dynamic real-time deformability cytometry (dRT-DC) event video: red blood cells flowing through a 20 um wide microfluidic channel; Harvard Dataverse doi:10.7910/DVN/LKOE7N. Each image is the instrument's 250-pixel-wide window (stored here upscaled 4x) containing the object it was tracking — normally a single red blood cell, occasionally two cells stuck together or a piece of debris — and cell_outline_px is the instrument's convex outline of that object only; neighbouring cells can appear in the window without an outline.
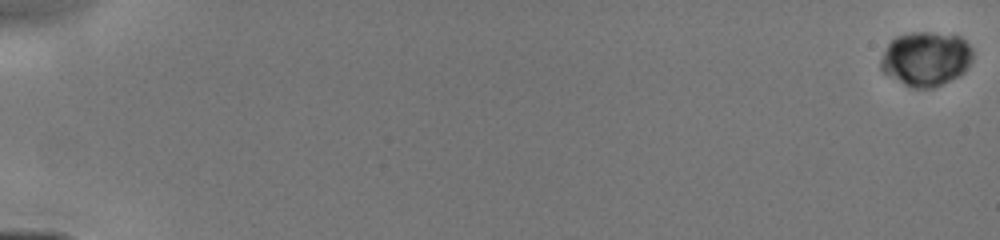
{"species": "human", "species_latin": "Homo sapiens", "temperature_condition": "cold", "stored_images_in_passage": 14, "camera_frame_rate_fps": 3000, "um_per_image_px": 0.085, "donor": {"sex": "male"}, "frame": {"image": 1, "passage_image": 1, "time_ms": 0.0, "image_size_px": [1000, 240], "cell_outline_px": [[972, 60], [968, 68], [964, 72], [932, 88], [912, 88], [904, 84], [884, 72], [880, 68], [880, 60], [888, 44], [896, 36], [912, 32], [932, 32], [960, 36], [972, 48]], "centroid_in_image_um": [78.7, 4.98], "position_along_channel_um": 6.3, "area_um2": 28.96}}
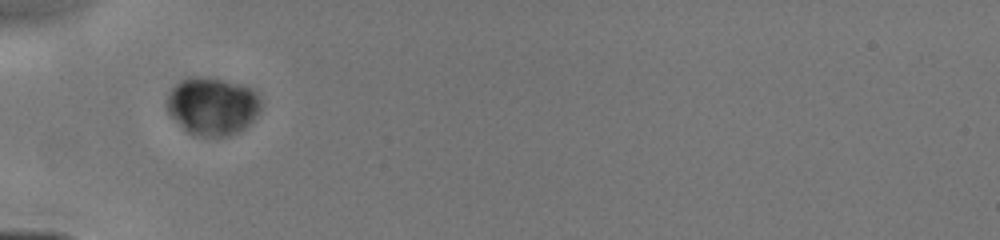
{"frame": {"image": 2, "passage_image": 10, "time_ms": 6.0, "image_size_px": [1000, 240], "cell_outline_px": [[260, 108], [256, 116], [244, 128], [228, 136], [192, 136], [168, 112], [164, 104], [168, 92], [180, 80], [188, 76], [196, 76], [220, 80], [236, 84], [248, 88], [256, 92], [260, 100]], "centroid_in_image_um": [17.99, 9.02], "position_along_channel_um": 67.0, "area_um2": 31.44}}
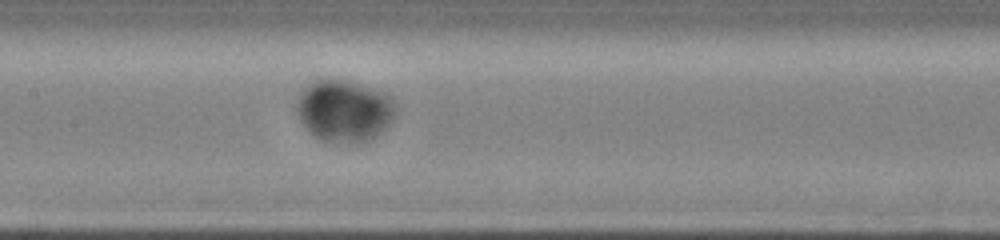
{"frame": {"image": 3, "passage_image": 14, "time_ms": 8.667, "image_size_px": [1000, 240], "cell_outline_px": [[396, 116], [384, 128], [372, 136], [364, 140], [320, 140], [300, 120], [296, 108], [296, 104], [300, 92], [308, 84], [316, 80], [340, 80], [388, 92], [396, 108]], "centroid_in_image_um": [29.26, 9.36], "position_along_channel_um": 178.1, "area_um2": 34.45}}